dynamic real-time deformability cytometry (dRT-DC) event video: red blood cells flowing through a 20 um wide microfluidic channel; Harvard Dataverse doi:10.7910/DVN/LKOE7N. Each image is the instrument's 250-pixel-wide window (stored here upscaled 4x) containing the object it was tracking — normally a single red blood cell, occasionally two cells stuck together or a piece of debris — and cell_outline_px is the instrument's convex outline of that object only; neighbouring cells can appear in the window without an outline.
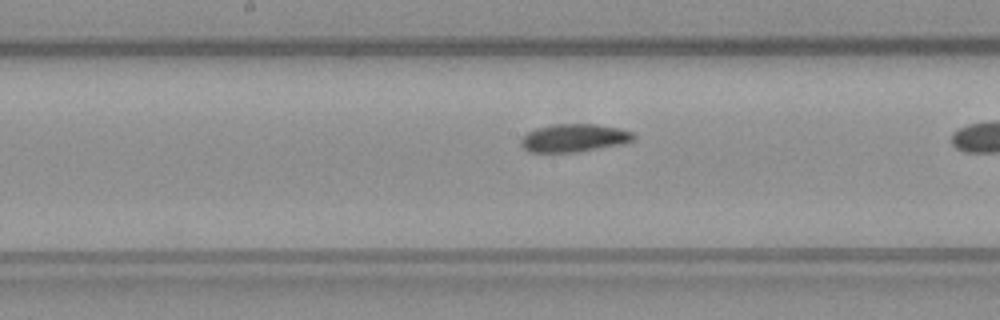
{"species": "common noctule bat (a hibernating species)", "species_latin": "Nyctalus noctula", "temperature_condition": "warm", "stored_images_in_passage": 25, "camera_frame_rate_fps": 3000, "um_per_image_px": 0.085, "animal": {"sex": "male", "body_mass_g": 23.1, "forearm_length_mm": 52.7}, "frame": {"image": 1, "passage_image": 21, "time_ms": 6.667, "image_size_px": [1000, 320], "cell_outline_px": [[636, 136], [632, 140], [624, 144], [576, 152], [528, 152], [520, 144], [520, 140], [528, 132], [536, 128], [556, 124], [596, 124], [620, 128], [632, 132]], "centroid_in_image_um": [48.81, 11.73], "position_along_channel_um": 199.4, "area_um2": 18.38}}
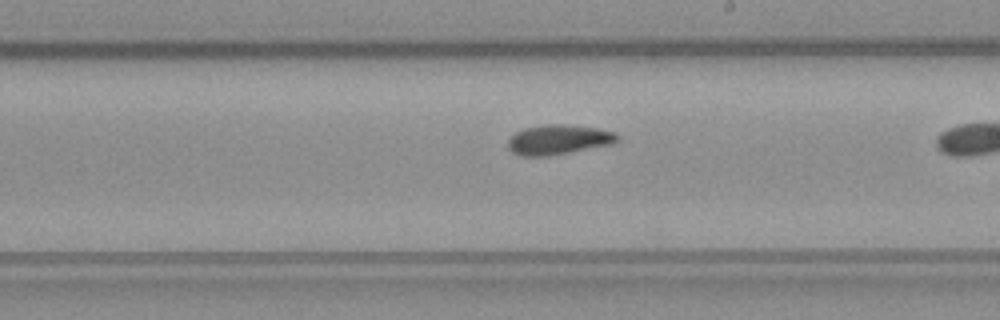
{"frame": {"image": 2, "passage_image": 24, "time_ms": 7.667, "image_size_px": [1000, 320], "cell_outline_px": [[620, 140], [612, 144], [548, 156], [520, 156], [512, 152], [508, 148], [508, 140], [516, 132], [524, 128], [544, 124], [564, 124], [596, 128], [616, 132], [620, 136]], "centroid_in_image_um": [47.48, 11.86], "position_along_channel_um": 241.5, "area_um2": 19.07}}